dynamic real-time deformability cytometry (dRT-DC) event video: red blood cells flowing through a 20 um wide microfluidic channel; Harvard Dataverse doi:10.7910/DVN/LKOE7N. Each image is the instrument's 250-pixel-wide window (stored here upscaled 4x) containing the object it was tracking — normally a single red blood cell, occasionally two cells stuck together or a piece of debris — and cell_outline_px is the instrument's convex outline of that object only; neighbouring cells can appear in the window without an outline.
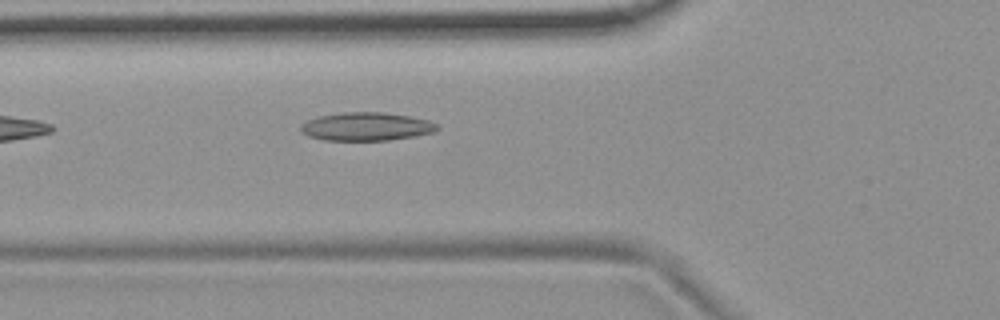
{"species": "common noctule bat (a hibernating species)", "species_latin": "Nyctalus noctula", "temperature_condition": "room temperature", "stored_images_in_passage": 3, "camera_frame_rate_fps": 3000, "um_per_image_px": 0.085, "animal": {"sex": "female", "body_mass_g": 19.9}, "frame": {"image": 1, "passage_image": 3, "time_ms": 0.667, "image_size_px": [1000, 320], "cell_outline_px": [[440, 128], [432, 132], [412, 136], [388, 140], [324, 140], [308, 136], [300, 132], [300, 124], [308, 120], [320, 116], [344, 112], [384, 112], [412, 116], [428, 120], [440, 124]], "centroid_in_image_um": [31.14, 10.75], "position_along_channel_um": 94.7, "area_um2": 22.54}}